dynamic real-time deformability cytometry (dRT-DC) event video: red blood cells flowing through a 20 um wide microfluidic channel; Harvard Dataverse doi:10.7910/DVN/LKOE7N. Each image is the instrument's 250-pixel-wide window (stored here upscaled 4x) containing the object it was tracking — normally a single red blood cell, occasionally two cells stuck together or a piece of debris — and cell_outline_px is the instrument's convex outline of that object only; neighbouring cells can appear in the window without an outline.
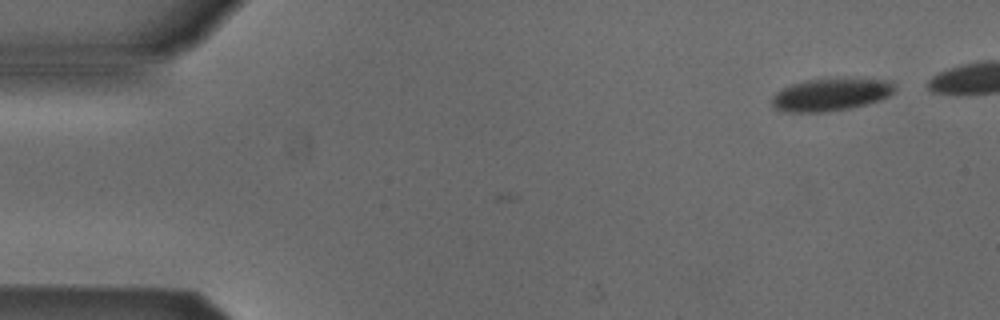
{"species": "Egyptian fruit bat (a non-hibernating species)", "species_latin": "Rousettus aegyptiacus", "temperature_condition": "cold", "stored_images_in_passage": 5, "camera_frame_rate_fps": 3000, "um_per_image_px": 0.085, "animal": {"sex": "male"}, "frame": {"image": 1, "passage_image": 1, "time_ms": 0.0, "image_size_px": [1000, 320], "cell_outline_px": [[896, 88], [888, 96], [864, 104], [848, 108], [824, 112], [784, 112], [776, 108], [772, 104], [772, 96], [776, 92], [792, 84], [808, 80], [888, 80]], "centroid_in_image_um": [70.54, 8.07], "position_along_channel_um": 14.5, "area_um2": 22.31}}